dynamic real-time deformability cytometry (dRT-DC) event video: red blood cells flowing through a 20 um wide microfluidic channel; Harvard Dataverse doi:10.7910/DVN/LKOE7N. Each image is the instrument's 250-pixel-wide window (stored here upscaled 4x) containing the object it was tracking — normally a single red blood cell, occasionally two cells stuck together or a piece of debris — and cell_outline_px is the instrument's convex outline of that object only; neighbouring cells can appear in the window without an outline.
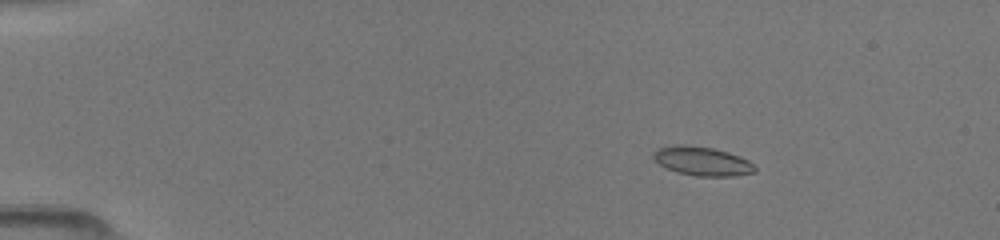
{"species": "common noctule bat (a hibernating species)", "species_latin": "Nyctalus noctula", "temperature_condition": "room temperature", "stored_images_in_passage": 32, "camera_frame_rate_fps": 3000, "um_per_image_px": 0.085, "animal": {"sex": "female", "body_mass_g": 19.5, "forearm_length_mm": 54.1}, "frame": {"image": 1, "passage_image": 6, "time_ms": 2.667, "image_size_px": [1000, 240], "cell_outline_px": [[756, 172], [736, 176], [696, 176], [676, 172], [660, 164], [652, 156], [652, 152], [660, 148], [676, 144], [684, 144], [712, 148], [728, 152], [740, 156], [756, 164]], "centroid_in_image_um": [59.73, 13.7], "position_along_channel_um": 25.3, "area_um2": 17.22}}
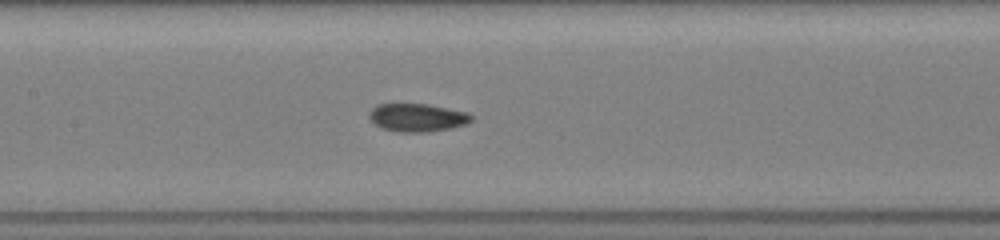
{"frame": {"image": 2, "passage_image": 17, "time_ms": 8.333, "image_size_px": [1000, 240], "cell_outline_px": [[472, 120], [468, 124], [452, 128], [428, 132], [396, 132], [380, 128], [368, 116], [368, 112], [376, 104], [428, 104], [468, 112], [472, 116]], "centroid_in_image_um": [35.47, 10.0], "position_along_channel_um": 171.9, "area_um2": 16.94}}
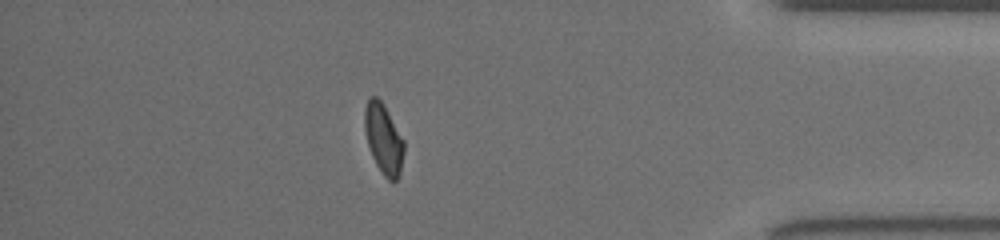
{"frame": {"image": 3, "passage_image": 28, "time_ms": 14.667, "image_size_px": [1000, 240], "cell_outline_px": [[404, 152], [400, 176], [396, 180], [388, 180], [384, 176], [376, 164], [372, 156], [368, 144], [364, 128], [364, 108], [368, 100], [372, 96], [376, 96], [384, 104], [404, 140]], "centroid_in_image_um": [32.61, 11.8], "position_along_channel_um": 402.6, "area_um2": 16.13}}